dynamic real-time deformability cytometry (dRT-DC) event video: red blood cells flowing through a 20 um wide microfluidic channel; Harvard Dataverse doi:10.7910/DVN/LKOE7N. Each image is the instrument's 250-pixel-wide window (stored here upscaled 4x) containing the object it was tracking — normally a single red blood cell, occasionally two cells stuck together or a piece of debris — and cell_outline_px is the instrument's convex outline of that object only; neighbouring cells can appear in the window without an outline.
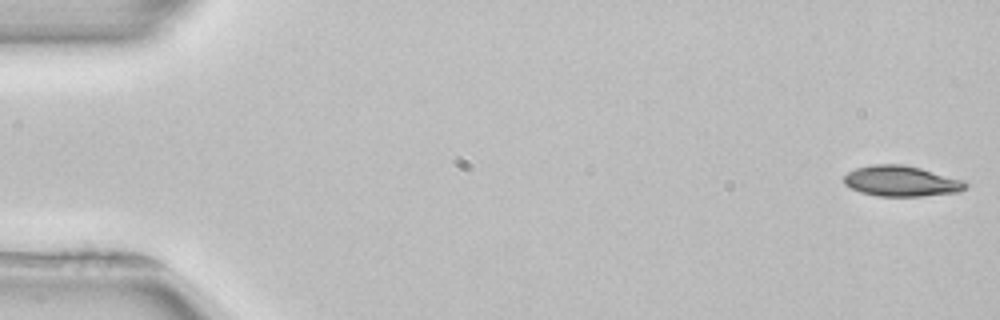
{"species": "common noctule bat (a hibernating species)", "species_latin": "Nyctalus noctula", "temperature_condition": "room temperature", "stored_images_in_passage": 52, "camera_frame_rate_fps": 3000, "um_per_image_px": 0.085, "animal": {"sex": "female", "body_mass_g": 22.7, "forearm_length_mm": 54.2}, "frame": {"image": 1, "passage_image": 1, "time_ms": 0.0, "image_size_px": [1000, 320], "cell_outline_px": [[968, 184], [960, 192], [920, 196], [876, 196], [860, 192], [844, 184], [844, 176], [848, 172], [856, 168], [872, 164], [900, 164], [920, 168], [964, 180]], "centroid_in_image_um": [76.6, 15.39], "position_along_channel_um": 8.4, "area_um2": 21.62}}
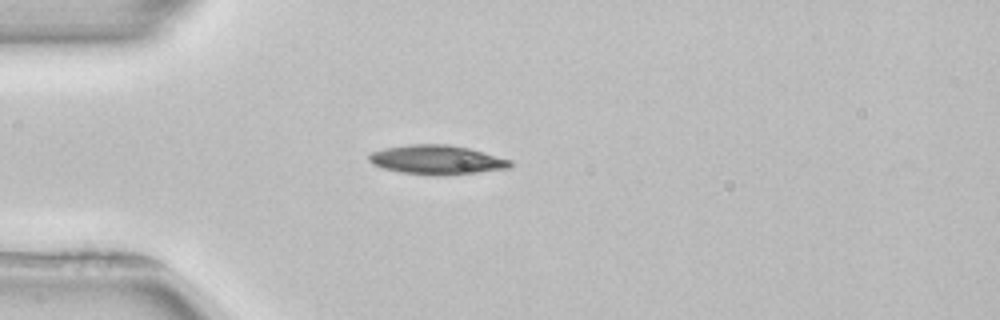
{"frame": {"image": 2, "passage_image": 14, "time_ms": 4.333, "image_size_px": [1000, 320], "cell_outline_px": [[512, 168], [476, 172], [400, 172], [384, 168], [372, 164], [368, 160], [368, 156], [372, 152], [384, 148], [408, 144], [448, 144], [468, 148], [512, 160]], "centroid_in_image_um": [37.12, 13.52], "position_along_channel_um": 47.9, "area_um2": 22.95}}
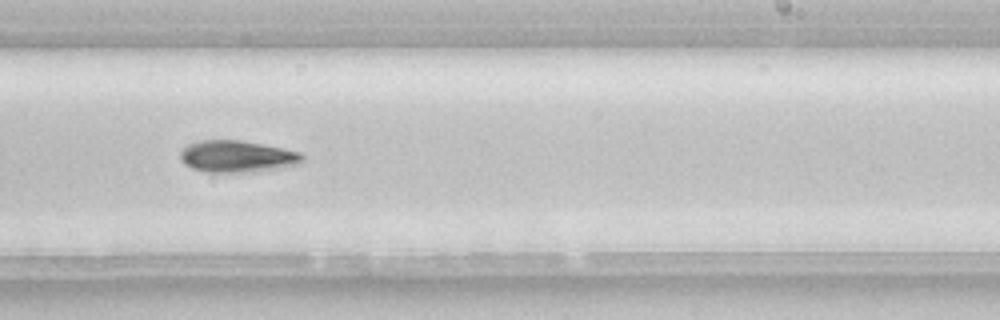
{"frame": {"image": 3, "passage_image": 32, "time_ms": 10.333, "image_size_px": [1000, 320], "cell_outline_px": [[304, 160], [300, 164], [252, 172], [204, 172], [192, 168], [184, 164], [180, 160], [180, 152], [188, 144], [200, 140], [240, 140], [300, 152], [304, 156]], "centroid_in_image_um": [20.12, 13.3], "position_along_channel_um": 268.9, "area_um2": 22.54}, "authors_computed_cell_mechanics": {"area_um2": 21.7906, "velocity_mm_per_s": 3.9486, "shape_relaxation_time_tau1_ms": 6.2143, "shape_relaxation_time_tau2_ms": null, "deformation_change_tau1": 0.1549, "deformation_change_tau2": null}}